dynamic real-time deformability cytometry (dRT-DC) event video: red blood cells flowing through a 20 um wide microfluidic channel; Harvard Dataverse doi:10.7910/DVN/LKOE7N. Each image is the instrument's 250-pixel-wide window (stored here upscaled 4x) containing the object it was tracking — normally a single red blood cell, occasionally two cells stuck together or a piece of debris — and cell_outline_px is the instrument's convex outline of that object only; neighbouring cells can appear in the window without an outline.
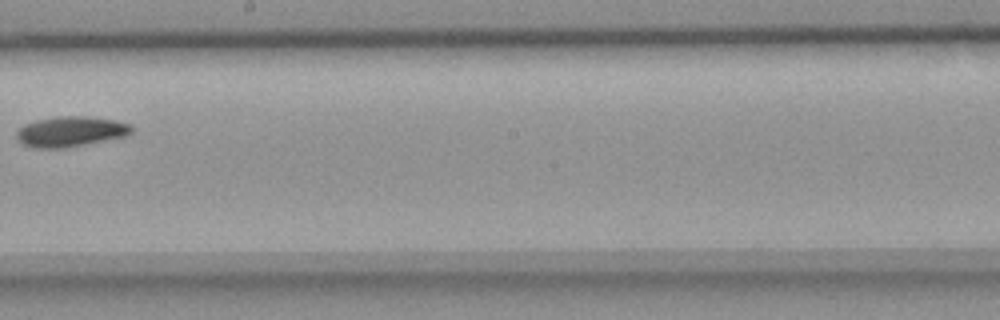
{"species": "common noctule bat (a hibernating species)", "species_latin": "Nyctalus noctula", "temperature_condition": "room temperature", "stored_images_in_passage": 10, "camera_frame_rate_fps": 3000, "um_per_image_px": 0.085, "animal": {"sex": "female", "body_mass_g": 18.4}, "frame": {"image": 1, "passage_image": 9, "time_ms": 2.667, "image_size_px": [1000, 320], "cell_outline_px": [[132, 132], [124, 136], [64, 148], [36, 148], [24, 144], [16, 136], [16, 132], [24, 124], [36, 120], [56, 116], [88, 116], [116, 120], [132, 124]], "centroid_in_image_um": [6.01, 11.16], "position_along_channel_um": 242.2, "area_um2": 20.17}}
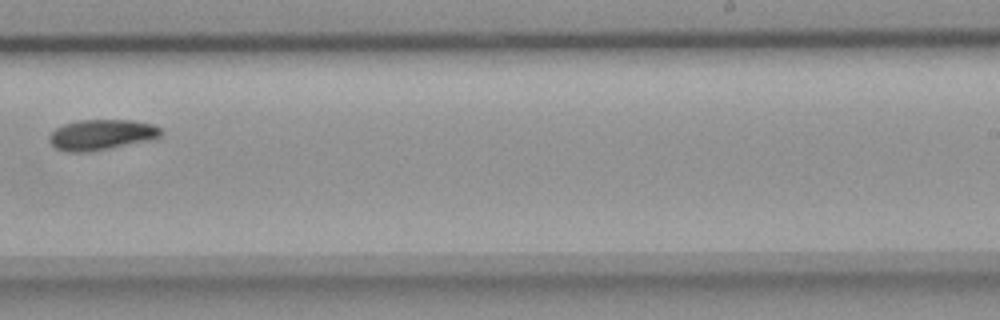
{"frame": {"image": 2, "passage_image": 10, "time_ms": 3.0, "image_size_px": [1000, 320], "cell_outline_px": [[164, 132], [160, 136], [148, 140], [88, 152], [64, 152], [56, 148], [48, 140], [48, 136], [56, 128], [64, 124], [80, 120], [132, 120], [152, 124], [160, 128]], "centroid_in_image_um": [8.59, 11.45], "position_along_channel_um": 280.4, "area_um2": 19.71}}